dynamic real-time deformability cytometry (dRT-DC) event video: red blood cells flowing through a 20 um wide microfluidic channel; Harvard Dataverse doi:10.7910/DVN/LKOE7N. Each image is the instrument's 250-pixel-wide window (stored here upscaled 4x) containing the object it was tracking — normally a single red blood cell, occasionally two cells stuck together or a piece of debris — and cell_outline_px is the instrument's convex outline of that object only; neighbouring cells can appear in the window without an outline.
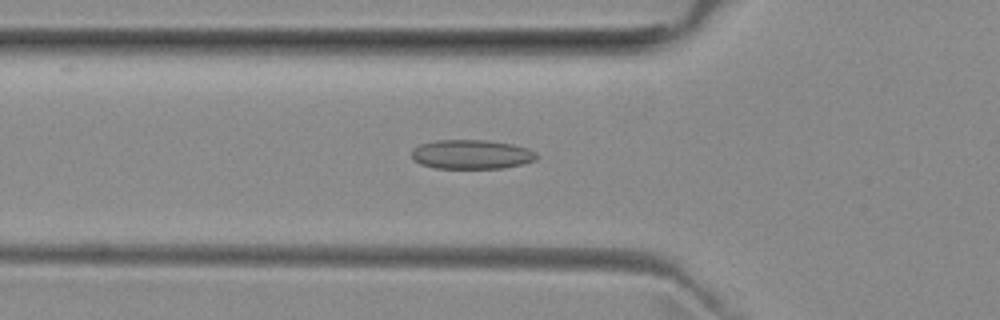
{"species": "common noctule bat (a hibernating species)", "species_latin": "Nyctalus noctula", "temperature_condition": "room temperature", "stored_images_in_passage": 51, "camera_frame_rate_fps": 3000, "um_per_image_px": 0.085, "animal": {"sex": "female", "body_mass_g": 29.2, "forearm_length_mm": 56.3}, "frame": {"image": 1, "passage_image": 17, "time_ms": 5.333, "image_size_px": [1000, 320], "cell_outline_px": [[540, 156], [536, 160], [524, 164], [504, 168], [436, 168], [420, 164], [412, 160], [412, 148], [420, 144], [436, 140], [488, 140], [512, 144], [528, 148], [536, 152]], "centroid_in_image_um": [40.1, 13.12], "position_along_channel_um": 85.7, "area_um2": 21.62}}
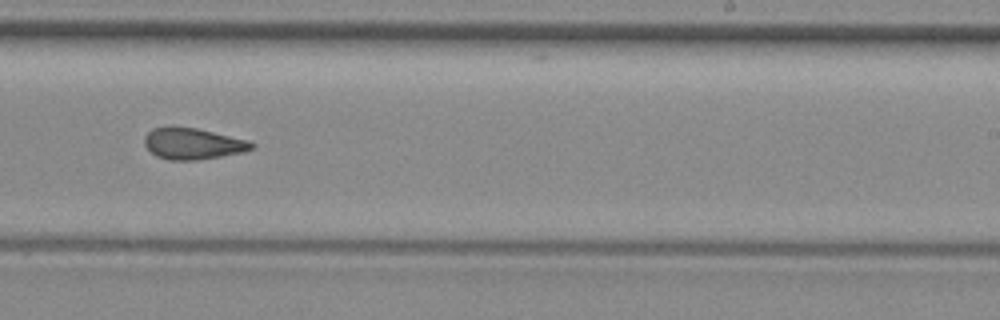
{"frame": {"image": 2, "passage_image": 31, "time_ms": 10.0, "image_size_px": [1000, 320], "cell_outline_px": [[256, 148], [244, 152], [196, 160], [168, 160], [156, 156], [144, 144], [144, 136], [152, 128], [196, 128], [248, 140], [256, 144]], "centroid_in_image_um": [16.43, 12.23], "position_along_channel_um": 272.6, "area_um2": 19.31}}
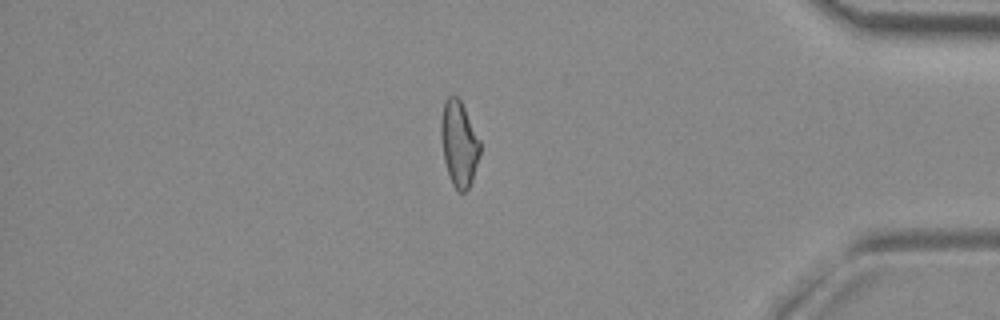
{"frame": {"image": 3, "passage_image": 43, "time_ms": 14.0, "image_size_px": [1000, 320], "cell_outline_px": [[480, 152], [472, 180], [468, 188], [464, 192], [456, 192], [452, 184], [444, 160], [440, 136], [440, 120], [444, 100], [448, 96], [456, 96], [460, 100], [480, 140]], "centroid_in_image_um": [38.99, 12.21], "position_along_channel_um": 396.2, "area_um2": 19.42}, "authors_computed_cell_mechanics": {"area_um2": 19.941, "velocity_mm_per_s": 4.0068, "shape_relaxation_time_tau1_ms": null, "shape_relaxation_time_tau2_ms": 2.913, "deformation_change_tau1": null, "deformation_change_tau2": 0.1162}}